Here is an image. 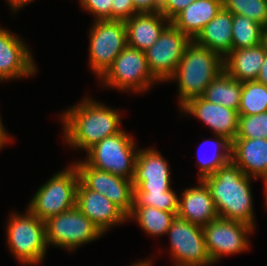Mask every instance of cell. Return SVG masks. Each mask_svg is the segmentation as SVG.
Instances as JSON below:
<instances>
[{
  "label": "cell",
  "instance_id": "obj_1",
  "mask_svg": "<svg viewBox=\"0 0 267 266\" xmlns=\"http://www.w3.org/2000/svg\"><path fill=\"white\" fill-rule=\"evenodd\" d=\"M64 140L78 150L87 151L104 138L119 133L121 115L92 98H84L79 104L62 112Z\"/></svg>",
  "mask_w": 267,
  "mask_h": 266
},
{
  "label": "cell",
  "instance_id": "obj_2",
  "mask_svg": "<svg viewBox=\"0 0 267 266\" xmlns=\"http://www.w3.org/2000/svg\"><path fill=\"white\" fill-rule=\"evenodd\" d=\"M252 177L232 161L202 179L215 203L219 218L244 222L255 227Z\"/></svg>",
  "mask_w": 267,
  "mask_h": 266
},
{
  "label": "cell",
  "instance_id": "obj_3",
  "mask_svg": "<svg viewBox=\"0 0 267 266\" xmlns=\"http://www.w3.org/2000/svg\"><path fill=\"white\" fill-rule=\"evenodd\" d=\"M223 64L219 53L191 41L174 74L168 79L178 83L179 106L201 97L207 86L224 70Z\"/></svg>",
  "mask_w": 267,
  "mask_h": 266
},
{
  "label": "cell",
  "instance_id": "obj_4",
  "mask_svg": "<svg viewBox=\"0 0 267 266\" xmlns=\"http://www.w3.org/2000/svg\"><path fill=\"white\" fill-rule=\"evenodd\" d=\"M79 182L77 168L71 164L54 174L38 189L27 209L42 221L66 212L76 206Z\"/></svg>",
  "mask_w": 267,
  "mask_h": 266
},
{
  "label": "cell",
  "instance_id": "obj_5",
  "mask_svg": "<svg viewBox=\"0 0 267 266\" xmlns=\"http://www.w3.org/2000/svg\"><path fill=\"white\" fill-rule=\"evenodd\" d=\"M10 216L6 235L11 253L25 266L42 262L48 248L45 222L28 209L23 215L12 212Z\"/></svg>",
  "mask_w": 267,
  "mask_h": 266
},
{
  "label": "cell",
  "instance_id": "obj_6",
  "mask_svg": "<svg viewBox=\"0 0 267 266\" xmlns=\"http://www.w3.org/2000/svg\"><path fill=\"white\" fill-rule=\"evenodd\" d=\"M124 130L94 144L85 161L92 167L133 180L138 149Z\"/></svg>",
  "mask_w": 267,
  "mask_h": 266
},
{
  "label": "cell",
  "instance_id": "obj_7",
  "mask_svg": "<svg viewBox=\"0 0 267 266\" xmlns=\"http://www.w3.org/2000/svg\"><path fill=\"white\" fill-rule=\"evenodd\" d=\"M100 79L104 86L136 93L147 91L158 81L149 70L145 52L128 45Z\"/></svg>",
  "mask_w": 267,
  "mask_h": 266
},
{
  "label": "cell",
  "instance_id": "obj_8",
  "mask_svg": "<svg viewBox=\"0 0 267 266\" xmlns=\"http://www.w3.org/2000/svg\"><path fill=\"white\" fill-rule=\"evenodd\" d=\"M44 222L47 245H55L69 251L96 241L104 235L76 206Z\"/></svg>",
  "mask_w": 267,
  "mask_h": 266
},
{
  "label": "cell",
  "instance_id": "obj_9",
  "mask_svg": "<svg viewBox=\"0 0 267 266\" xmlns=\"http://www.w3.org/2000/svg\"><path fill=\"white\" fill-rule=\"evenodd\" d=\"M89 32V66L100 78L127 46L126 25L121 20H96Z\"/></svg>",
  "mask_w": 267,
  "mask_h": 266
},
{
  "label": "cell",
  "instance_id": "obj_10",
  "mask_svg": "<svg viewBox=\"0 0 267 266\" xmlns=\"http://www.w3.org/2000/svg\"><path fill=\"white\" fill-rule=\"evenodd\" d=\"M173 266H210L213 263L207 253L203 227L176 216L167 231Z\"/></svg>",
  "mask_w": 267,
  "mask_h": 266
},
{
  "label": "cell",
  "instance_id": "obj_11",
  "mask_svg": "<svg viewBox=\"0 0 267 266\" xmlns=\"http://www.w3.org/2000/svg\"><path fill=\"white\" fill-rule=\"evenodd\" d=\"M254 231L249 224L223 218L212 220L203 227L207 253L214 264L221 257L249 249L248 235Z\"/></svg>",
  "mask_w": 267,
  "mask_h": 266
},
{
  "label": "cell",
  "instance_id": "obj_12",
  "mask_svg": "<svg viewBox=\"0 0 267 266\" xmlns=\"http://www.w3.org/2000/svg\"><path fill=\"white\" fill-rule=\"evenodd\" d=\"M191 39L170 23L158 40L145 52L147 64L158 82H166L174 74Z\"/></svg>",
  "mask_w": 267,
  "mask_h": 266
},
{
  "label": "cell",
  "instance_id": "obj_13",
  "mask_svg": "<svg viewBox=\"0 0 267 266\" xmlns=\"http://www.w3.org/2000/svg\"><path fill=\"white\" fill-rule=\"evenodd\" d=\"M80 181L107 197L127 217L133 209L134 188L131 180L90 166L85 160L74 162Z\"/></svg>",
  "mask_w": 267,
  "mask_h": 266
},
{
  "label": "cell",
  "instance_id": "obj_14",
  "mask_svg": "<svg viewBox=\"0 0 267 266\" xmlns=\"http://www.w3.org/2000/svg\"><path fill=\"white\" fill-rule=\"evenodd\" d=\"M169 164L154 148L138 150L132 180L134 193H164L172 189Z\"/></svg>",
  "mask_w": 267,
  "mask_h": 266
},
{
  "label": "cell",
  "instance_id": "obj_15",
  "mask_svg": "<svg viewBox=\"0 0 267 266\" xmlns=\"http://www.w3.org/2000/svg\"><path fill=\"white\" fill-rule=\"evenodd\" d=\"M36 67L23 40L0 27V81L31 77Z\"/></svg>",
  "mask_w": 267,
  "mask_h": 266
},
{
  "label": "cell",
  "instance_id": "obj_16",
  "mask_svg": "<svg viewBox=\"0 0 267 266\" xmlns=\"http://www.w3.org/2000/svg\"><path fill=\"white\" fill-rule=\"evenodd\" d=\"M211 128L214 135H220L232 142L238 131V112L221 104H214L202 97L190 99L180 108Z\"/></svg>",
  "mask_w": 267,
  "mask_h": 266
},
{
  "label": "cell",
  "instance_id": "obj_17",
  "mask_svg": "<svg viewBox=\"0 0 267 266\" xmlns=\"http://www.w3.org/2000/svg\"><path fill=\"white\" fill-rule=\"evenodd\" d=\"M76 207L104 234L113 225L128 220L127 216L107 197L88 189L81 181L77 187Z\"/></svg>",
  "mask_w": 267,
  "mask_h": 266
},
{
  "label": "cell",
  "instance_id": "obj_18",
  "mask_svg": "<svg viewBox=\"0 0 267 266\" xmlns=\"http://www.w3.org/2000/svg\"><path fill=\"white\" fill-rule=\"evenodd\" d=\"M199 185L185 189L179 198L177 216L195 225L204 227L219 217L213 198L206 184L198 180Z\"/></svg>",
  "mask_w": 267,
  "mask_h": 266
},
{
  "label": "cell",
  "instance_id": "obj_19",
  "mask_svg": "<svg viewBox=\"0 0 267 266\" xmlns=\"http://www.w3.org/2000/svg\"><path fill=\"white\" fill-rule=\"evenodd\" d=\"M231 161L245 175L263 179L267 175V139L235 138L231 142Z\"/></svg>",
  "mask_w": 267,
  "mask_h": 266
},
{
  "label": "cell",
  "instance_id": "obj_20",
  "mask_svg": "<svg viewBox=\"0 0 267 266\" xmlns=\"http://www.w3.org/2000/svg\"><path fill=\"white\" fill-rule=\"evenodd\" d=\"M124 22L127 45L140 51H146L150 48L158 40L162 31L171 23L160 12L137 13Z\"/></svg>",
  "mask_w": 267,
  "mask_h": 266
},
{
  "label": "cell",
  "instance_id": "obj_21",
  "mask_svg": "<svg viewBox=\"0 0 267 266\" xmlns=\"http://www.w3.org/2000/svg\"><path fill=\"white\" fill-rule=\"evenodd\" d=\"M222 8V0H195L179 12L171 23L192 41Z\"/></svg>",
  "mask_w": 267,
  "mask_h": 266
},
{
  "label": "cell",
  "instance_id": "obj_22",
  "mask_svg": "<svg viewBox=\"0 0 267 266\" xmlns=\"http://www.w3.org/2000/svg\"><path fill=\"white\" fill-rule=\"evenodd\" d=\"M263 43L248 48L231 50L224 58V71L240 82L256 80L265 58Z\"/></svg>",
  "mask_w": 267,
  "mask_h": 266
},
{
  "label": "cell",
  "instance_id": "obj_23",
  "mask_svg": "<svg viewBox=\"0 0 267 266\" xmlns=\"http://www.w3.org/2000/svg\"><path fill=\"white\" fill-rule=\"evenodd\" d=\"M232 25L233 14L221 8L193 41L224 58L232 50Z\"/></svg>",
  "mask_w": 267,
  "mask_h": 266
},
{
  "label": "cell",
  "instance_id": "obj_24",
  "mask_svg": "<svg viewBox=\"0 0 267 266\" xmlns=\"http://www.w3.org/2000/svg\"><path fill=\"white\" fill-rule=\"evenodd\" d=\"M242 93V82L228 75L224 70L207 86L202 98L214 104H221L238 112Z\"/></svg>",
  "mask_w": 267,
  "mask_h": 266
},
{
  "label": "cell",
  "instance_id": "obj_25",
  "mask_svg": "<svg viewBox=\"0 0 267 266\" xmlns=\"http://www.w3.org/2000/svg\"><path fill=\"white\" fill-rule=\"evenodd\" d=\"M178 212H166L151 206H133L129 220L134 218L139 226L151 236L167 235Z\"/></svg>",
  "mask_w": 267,
  "mask_h": 266
},
{
  "label": "cell",
  "instance_id": "obj_26",
  "mask_svg": "<svg viewBox=\"0 0 267 266\" xmlns=\"http://www.w3.org/2000/svg\"><path fill=\"white\" fill-rule=\"evenodd\" d=\"M264 27L248 17L233 14L232 50L254 47L262 43Z\"/></svg>",
  "mask_w": 267,
  "mask_h": 266
},
{
  "label": "cell",
  "instance_id": "obj_27",
  "mask_svg": "<svg viewBox=\"0 0 267 266\" xmlns=\"http://www.w3.org/2000/svg\"><path fill=\"white\" fill-rule=\"evenodd\" d=\"M267 112V85L260 82H242L238 115H256Z\"/></svg>",
  "mask_w": 267,
  "mask_h": 266
},
{
  "label": "cell",
  "instance_id": "obj_28",
  "mask_svg": "<svg viewBox=\"0 0 267 266\" xmlns=\"http://www.w3.org/2000/svg\"><path fill=\"white\" fill-rule=\"evenodd\" d=\"M215 141L214 145V151L213 154L208 156V158L205 157H197L199 163V180H202L203 178L212 175L214 172H216L220 167L225 166L231 161V142L227 140L225 137L220 135H215ZM210 143L212 140L208 139ZM204 143H206L204 141ZM199 154V153H198ZM204 156V155H203ZM210 157V158H209Z\"/></svg>",
  "mask_w": 267,
  "mask_h": 266
},
{
  "label": "cell",
  "instance_id": "obj_29",
  "mask_svg": "<svg viewBox=\"0 0 267 266\" xmlns=\"http://www.w3.org/2000/svg\"><path fill=\"white\" fill-rule=\"evenodd\" d=\"M222 8L267 27V0H222Z\"/></svg>",
  "mask_w": 267,
  "mask_h": 266
},
{
  "label": "cell",
  "instance_id": "obj_30",
  "mask_svg": "<svg viewBox=\"0 0 267 266\" xmlns=\"http://www.w3.org/2000/svg\"><path fill=\"white\" fill-rule=\"evenodd\" d=\"M133 206H151L166 212H178L179 198L172 189L164 193H134Z\"/></svg>",
  "mask_w": 267,
  "mask_h": 266
},
{
  "label": "cell",
  "instance_id": "obj_31",
  "mask_svg": "<svg viewBox=\"0 0 267 266\" xmlns=\"http://www.w3.org/2000/svg\"><path fill=\"white\" fill-rule=\"evenodd\" d=\"M235 138L267 139V112L256 115H239Z\"/></svg>",
  "mask_w": 267,
  "mask_h": 266
},
{
  "label": "cell",
  "instance_id": "obj_32",
  "mask_svg": "<svg viewBox=\"0 0 267 266\" xmlns=\"http://www.w3.org/2000/svg\"><path fill=\"white\" fill-rule=\"evenodd\" d=\"M112 0H80L81 7L96 20H112Z\"/></svg>",
  "mask_w": 267,
  "mask_h": 266
},
{
  "label": "cell",
  "instance_id": "obj_33",
  "mask_svg": "<svg viewBox=\"0 0 267 266\" xmlns=\"http://www.w3.org/2000/svg\"><path fill=\"white\" fill-rule=\"evenodd\" d=\"M112 20L125 21L138 12L135 10L132 0H112Z\"/></svg>",
  "mask_w": 267,
  "mask_h": 266
},
{
  "label": "cell",
  "instance_id": "obj_34",
  "mask_svg": "<svg viewBox=\"0 0 267 266\" xmlns=\"http://www.w3.org/2000/svg\"><path fill=\"white\" fill-rule=\"evenodd\" d=\"M195 0H161L159 12L168 20H172L179 12Z\"/></svg>",
  "mask_w": 267,
  "mask_h": 266
},
{
  "label": "cell",
  "instance_id": "obj_35",
  "mask_svg": "<svg viewBox=\"0 0 267 266\" xmlns=\"http://www.w3.org/2000/svg\"><path fill=\"white\" fill-rule=\"evenodd\" d=\"M135 10L138 13L159 12L161 0H132Z\"/></svg>",
  "mask_w": 267,
  "mask_h": 266
},
{
  "label": "cell",
  "instance_id": "obj_36",
  "mask_svg": "<svg viewBox=\"0 0 267 266\" xmlns=\"http://www.w3.org/2000/svg\"><path fill=\"white\" fill-rule=\"evenodd\" d=\"M256 81L260 82L261 84L267 85V50Z\"/></svg>",
  "mask_w": 267,
  "mask_h": 266
},
{
  "label": "cell",
  "instance_id": "obj_37",
  "mask_svg": "<svg viewBox=\"0 0 267 266\" xmlns=\"http://www.w3.org/2000/svg\"><path fill=\"white\" fill-rule=\"evenodd\" d=\"M9 6L11 7L13 13L19 11L22 7H24L26 4L34 1V0H7Z\"/></svg>",
  "mask_w": 267,
  "mask_h": 266
},
{
  "label": "cell",
  "instance_id": "obj_38",
  "mask_svg": "<svg viewBox=\"0 0 267 266\" xmlns=\"http://www.w3.org/2000/svg\"><path fill=\"white\" fill-rule=\"evenodd\" d=\"M1 116H0V149H2V147L7 144V142L10 141V134L7 133V130H5L4 125L2 124L1 121Z\"/></svg>",
  "mask_w": 267,
  "mask_h": 266
},
{
  "label": "cell",
  "instance_id": "obj_39",
  "mask_svg": "<svg viewBox=\"0 0 267 266\" xmlns=\"http://www.w3.org/2000/svg\"><path fill=\"white\" fill-rule=\"evenodd\" d=\"M131 266H152V263L148 259L147 260H144V261H140L139 260L138 262L132 264Z\"/></svg>",
  "mask_w": 267,
  "mask_h": 266
},
{
  "label": "cell",
  "instance_id": "obj_40",
  "mask_svg": "<svg viewBox=\"0 0 267 266\" xmlns=\"http://www.w3.org/2000/svg\"><path fill=\"white\" fill-rule=\"evenodd\" d=\"M262 43L264 44L266 50H267V27H264L263 29V39Z\"/></svg>",
  "mask_w": 267,
  "mask_h": 266
},
{
  "label": "cell",
  "instance_id": "obj_41",
  "mask_svg": "<svg viewBox=\"0 0 267 266\" xmlns=\"http://www.w3.org/2000/svg\"><path fill=\"white\" fill-rule=\"evenodd\" d=\"M264 184H265V205L267 207V175L263 178Z\"/></svg>",
  "mask_w": 267,
  "mask_h": 266
}]
</instances>
